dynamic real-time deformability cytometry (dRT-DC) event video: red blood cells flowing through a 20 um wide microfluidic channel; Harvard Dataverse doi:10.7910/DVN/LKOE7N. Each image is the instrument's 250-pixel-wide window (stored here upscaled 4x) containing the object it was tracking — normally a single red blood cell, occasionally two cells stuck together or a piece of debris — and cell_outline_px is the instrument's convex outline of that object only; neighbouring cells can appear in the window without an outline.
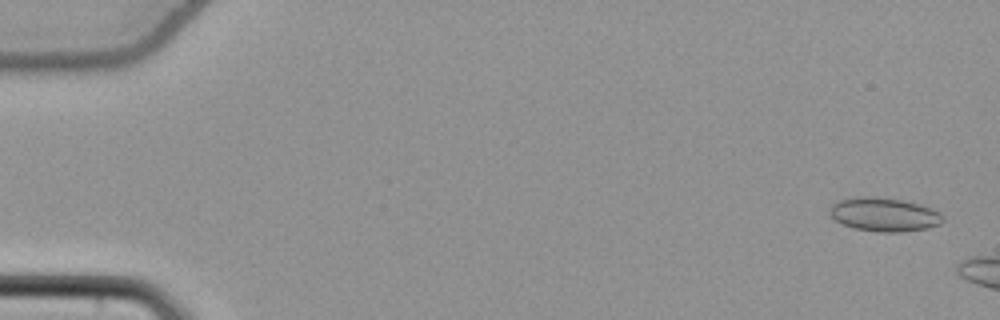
{"species": "common noctule bat (a hibernating species)", "species_latin": "Nyctalus noctula", "temperature_condition": "cold", "stored_images_in_passage": 12, "camera_frame_rate_fps": 3000, "um_per_image_px": 0.085, "animal": {"sex": "female", "body_mass_g": 22.7, "forearm_length_mm": 54.2}, "frame": {"image": 1, "passage_image": 3, "time_ms": 0.667, "image_size_px": [1000, 320], "cell_outline_px": [[944, 220], [940, 224], [928, 228], [900, 232], [880, 232], [852, 228], [836, 220], [828, 212], [828, 208], [832, 204], [840, 200], [864, 196], [876, 196], [900, 200], [920, 204], [932, 208], [940, 212], [944, 216]], "centroid_in_image_um": [75.17, 18.23], "position_along_channel_um": 9.8, "area_um2": 22.31}}